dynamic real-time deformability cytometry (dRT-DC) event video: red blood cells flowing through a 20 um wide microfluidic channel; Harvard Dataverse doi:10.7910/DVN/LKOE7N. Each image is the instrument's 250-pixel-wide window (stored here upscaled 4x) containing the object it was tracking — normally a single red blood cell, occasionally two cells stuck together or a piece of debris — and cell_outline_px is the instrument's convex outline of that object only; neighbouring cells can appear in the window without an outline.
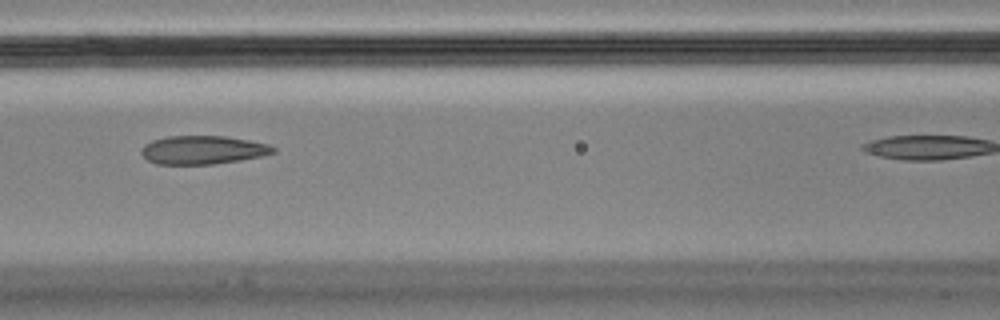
{"species": "Egyptian fruit bat (a non-hibernating species)", "species_latin": "Rousettus aegyptiacus", "temperature_condition": "cold", "stored_images_in_passage": 6, "camera_frame_rate_fps": 3000, "um_per_image_px": 0.085, "animal": {"sex": "male"}, "frame": {"image": 1, "passage_image": 5, "time_ms": 1.333, "image_size_px": [1000, 320], "cell_outline_px": [[276, 152], [264, 156], [216, 164], [156, 164], [148, 160], [140, 152], [140, 148], [144, 144], [152, 140], [168, 136], [224, 136], [248, 140], [268, 144], [276, 148]], "centroid_in_image_um": [17.24, 12.75], "position_along_channel_um": 149.4, "area_um2": 22.02}}